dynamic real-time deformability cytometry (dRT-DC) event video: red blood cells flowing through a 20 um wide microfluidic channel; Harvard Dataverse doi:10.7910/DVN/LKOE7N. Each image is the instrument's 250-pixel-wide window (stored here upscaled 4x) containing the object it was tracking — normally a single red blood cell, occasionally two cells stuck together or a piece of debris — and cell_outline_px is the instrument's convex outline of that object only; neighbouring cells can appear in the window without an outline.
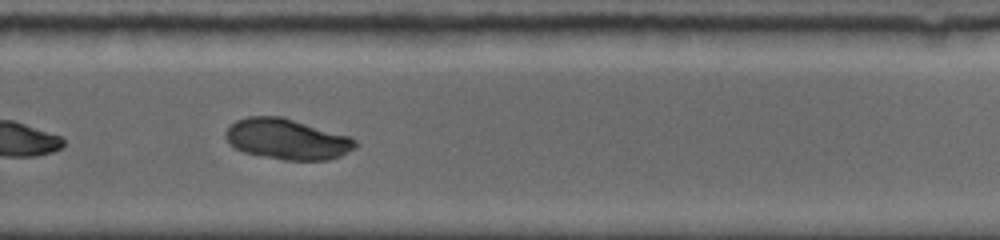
{"species": "common noctule bat (a hibernating species)", "species_latin": "Nyctalus noctula", "temperature_condition": "room temperature", "stored_images_in_passage": 14, "camera_frame_rate_fps": 5000, "um_per_image_px": 0.085, "animal": {"sex": "female", "body_mass_g": 19.0, "forearm_length_mm": 56.7}, "frame": {"image": 1, "passage_image": 10, "time_ms": 7.2, "image_size_px": [1000, 240], "cell_outline_px": [[356, 148], [340, 156], [328, 160], [284, 160], [244, 152], [228, 144], [224, 136], [224, 132], [236, 120], [248, 116], [284, 116], [348, 136], [356, 140]], "centroid_in_image_um": [24.38, 11.82], "position_along_channel_um": 305.4, "area_um2": 30.81}}